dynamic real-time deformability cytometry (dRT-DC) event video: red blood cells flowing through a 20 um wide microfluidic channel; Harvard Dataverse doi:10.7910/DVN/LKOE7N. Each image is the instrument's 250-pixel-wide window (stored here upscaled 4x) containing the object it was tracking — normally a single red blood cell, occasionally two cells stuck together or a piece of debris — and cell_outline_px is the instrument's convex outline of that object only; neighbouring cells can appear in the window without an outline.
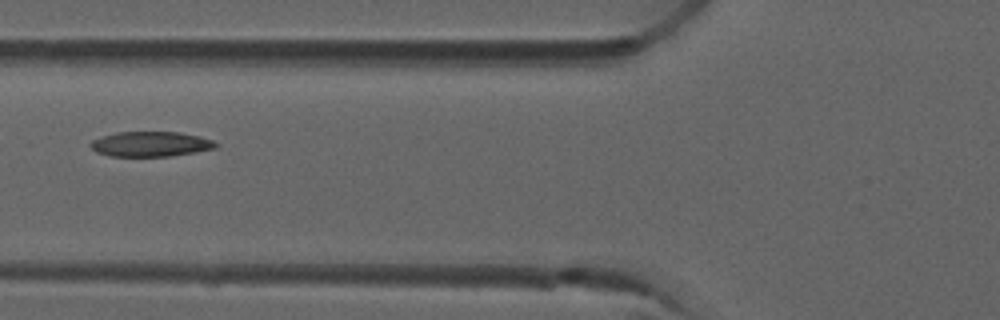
{"species": "common noctule bat (a hibernating species)", "species_latin": "Nyctalus noctula", "temperature_condition": "room temperature", "stored_images_in_passage": 6, "camera_frame_rate_fps": 3000, "um_per_image_px": 0.085, "animal": {"sex": "male", "forearm_length_mm": 52.5}, "frame": {"image": 1, "passage_image": 5, "time_ms": 1.333, "image_size_px": [1000, 320], "cell_outline_px": [[220, 144], [216, 148], [196, 152], [172, 156], [108, 156], [96, 152], [88, 144], [92, 140], [104, 136], [120, 132], [180, 132], [200, 136], [212, 140]], "centroid_in_image_um": [12.84, 12.25], "position_along_channel_um": 113.0, "area_um2": 18.32}}
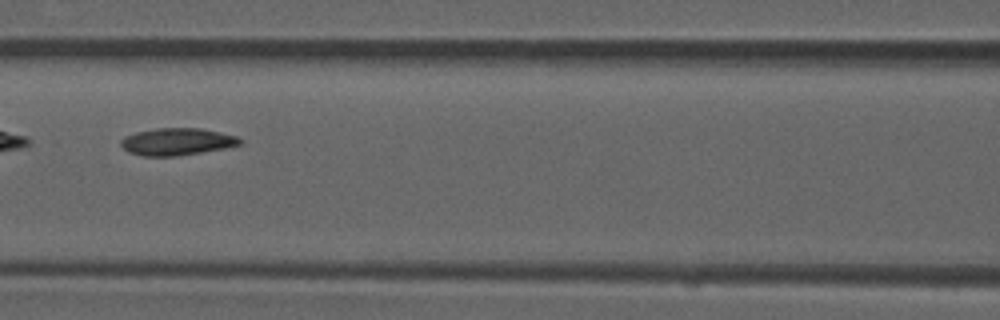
{"frame": {"image": 2, "passage_image": 6, "time_ms": 1.667, "image_size_px": [1000, 320], "cell_outline_px": [[244, 144], [224, 148], [176, 156], [144, 156], [128, 152], [120, 144], [120, 140], [124, 136], [136, 132], [156, 128], [200, 128], [220, 132], [236, 136], [244, 140]], "centroid_in_image_um": [15.05, 12.04], "position_along_channel_um": 151.5, "area_um2": 18.9}}